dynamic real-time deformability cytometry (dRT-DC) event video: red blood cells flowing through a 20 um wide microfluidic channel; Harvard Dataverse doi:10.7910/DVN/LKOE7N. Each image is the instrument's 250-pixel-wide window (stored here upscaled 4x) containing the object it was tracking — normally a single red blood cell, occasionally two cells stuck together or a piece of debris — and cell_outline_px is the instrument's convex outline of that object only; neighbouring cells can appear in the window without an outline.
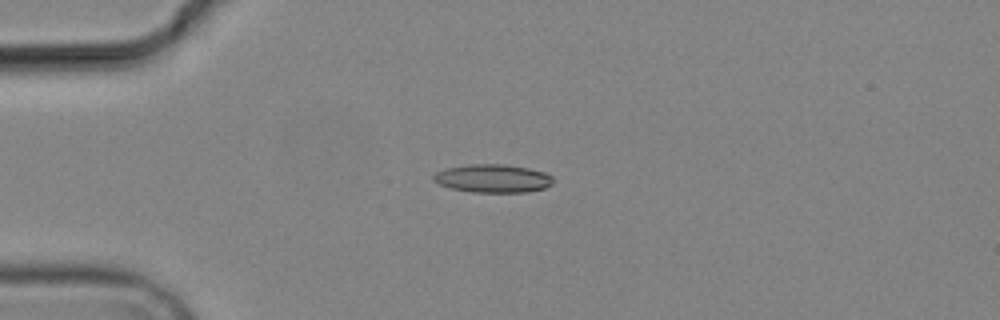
{"species": "common noctule bat (a hibernating species)", "species_latin": "Nyctalus noctula", "temperature_condition": "cold", "stored_images_in_passage": 6, "camera_frame_rate_fps": 3000, "um_per_image_px": 0.085, "animal": {"sex": "male", "body_mass_g": 19.2, "forearm_length_mm": 51.8}, "frame": {"image": 1, "passage_image": 5, "time_ms": 4.667, "image_size_px": [1000, 320], "cell_outline_px": [[552, 184], [544, 188], [528, 192], [472, 192], [452, 188], [440, 184], [432, 180], [432, 176], [436, 172], [444, 168], [468, 164], [504, 164], [528, 168], [544, 172], [552, 176]], "centroid_in_image_um": [41.87, 15.16], "position_along_channel_um": 43.1, "area_um2": 19.71}}